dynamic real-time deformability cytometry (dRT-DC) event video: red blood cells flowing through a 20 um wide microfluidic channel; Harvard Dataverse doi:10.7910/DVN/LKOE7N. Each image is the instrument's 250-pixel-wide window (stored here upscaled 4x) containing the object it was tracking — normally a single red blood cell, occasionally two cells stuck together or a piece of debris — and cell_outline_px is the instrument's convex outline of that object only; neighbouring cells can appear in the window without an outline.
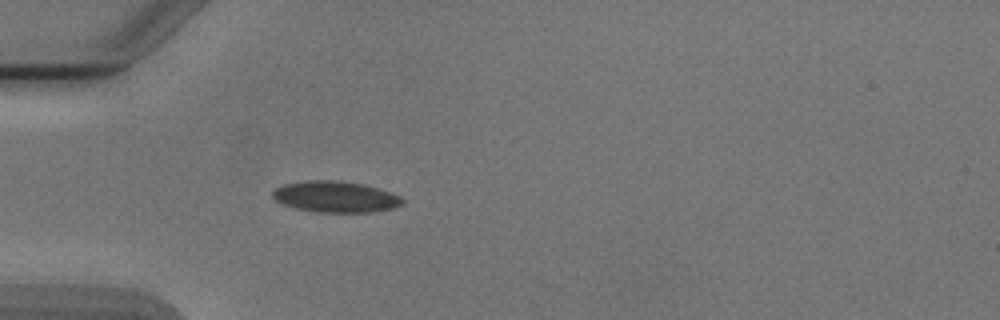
{"species": "Egyptian fruit bat (a non-hibernating species)", "species_latin": "Rousettus aegyptiacus", "temperature_condition": "cold", "stored_images_in_passage": 4, "camera_frame_rate_fps": 3000, "um_per_image_px": 0.085, "animal": {"sex": "male"}, "frame": {"image": 1, "passage_image": 4, "time_ms": 3.667, "image_size_px": [1000, 320], "cell_outline_px": [[404, 204], [392, 208], [372, 212], [316, 212], [296, 208], [284, 204], [276, 200], [272, 196], [272, 192], [276, 188], [284, 184], [308, 180], [340, 180], [364, 184], [400, 196], [404, 200]], "centroid_in_image_um": [28.52, 16.72], "position_along_channel_um": 56.5, "area_um2": 23.47}}